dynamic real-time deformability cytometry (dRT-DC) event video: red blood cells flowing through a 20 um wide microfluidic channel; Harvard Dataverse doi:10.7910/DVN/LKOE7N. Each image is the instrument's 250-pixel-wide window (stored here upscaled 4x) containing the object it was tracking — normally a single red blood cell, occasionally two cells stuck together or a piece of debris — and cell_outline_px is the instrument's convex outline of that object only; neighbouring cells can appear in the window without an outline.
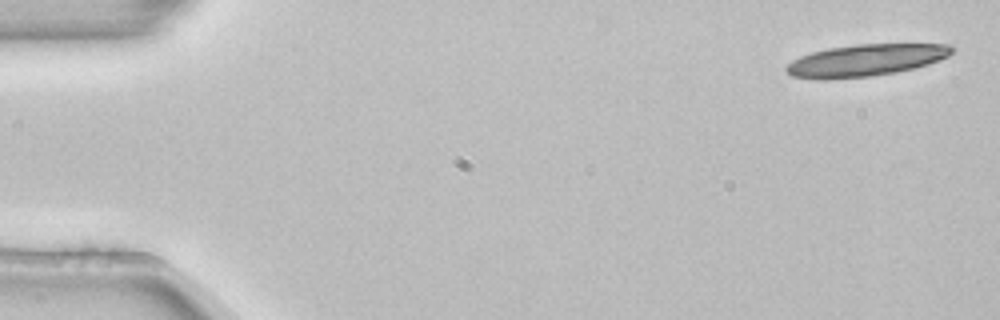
{"species": "common noctule bat (a hibernating species)", "species_latin": "Nyctalus noctula", "temperature_condition": "room temperature", "stored_images_in_passage": 5, "segment_of_instrument_passage": [1, 2], "camera_frame_rate_fps": 3000, "um_per_image_px": 0.085, "animal": {"sex": "female", "body_mass_g": 22.7, "forearm_length_mm": 54.2}, "frame": {"image": 1, "passage_image": 1, "time_ms": 0.0, "image_size_px": [1000, 320], "cell_outline_px": [[956, 48], [948, 56], [928, 64], [916, 68], [896, 72], [872, 76], [828, 80], [816, 80], [792, 76], [784, 68], [792, 60], [800, 56], [812, 52], [828, 48], [856, 44], [948, 44]], "centroid_in_image_um": [73.56, 5.13], "position_along_channel_um": 11.4, "area_um2": 31.04}}